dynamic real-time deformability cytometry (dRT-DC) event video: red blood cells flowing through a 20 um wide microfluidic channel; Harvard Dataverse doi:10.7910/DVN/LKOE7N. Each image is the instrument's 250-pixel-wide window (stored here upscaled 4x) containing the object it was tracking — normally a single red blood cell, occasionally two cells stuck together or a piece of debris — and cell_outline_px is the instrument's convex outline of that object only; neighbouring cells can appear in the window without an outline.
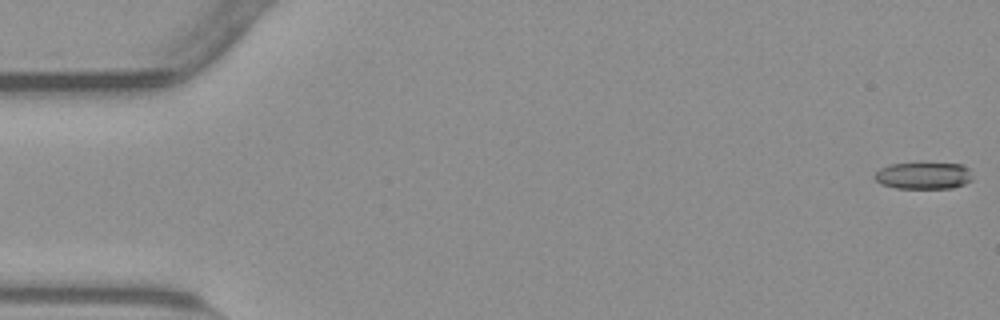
{"species": "common noctule bat (a hibernating species)", "species_latin": "Nyctalus noctula", "temperature_condition": "warm", "stored_images_in_passage": 3, "camera_frame_rate_fps": 3000, "um_per_image_px": 0.085, "animal": {"sex": "male", "body_mass_g": 23.1, "forearm_length_mm": 52.7}, "frame": {"image": 1, "passage_image": 1, "time_ms": 0.0, "image_size_px": [1000, 320], "cell_outline_px": [[972, 180], [964, 184], [952, 188], [896, 188], [880, 184], [872, 176], [880, 168], [888, 164], [964, 164], [968, 168], [972, 176]], "centroid_in_image_um": [78.48, 14.94], "position_along_channel_um": 6.5, "area_um2": 15.26}}